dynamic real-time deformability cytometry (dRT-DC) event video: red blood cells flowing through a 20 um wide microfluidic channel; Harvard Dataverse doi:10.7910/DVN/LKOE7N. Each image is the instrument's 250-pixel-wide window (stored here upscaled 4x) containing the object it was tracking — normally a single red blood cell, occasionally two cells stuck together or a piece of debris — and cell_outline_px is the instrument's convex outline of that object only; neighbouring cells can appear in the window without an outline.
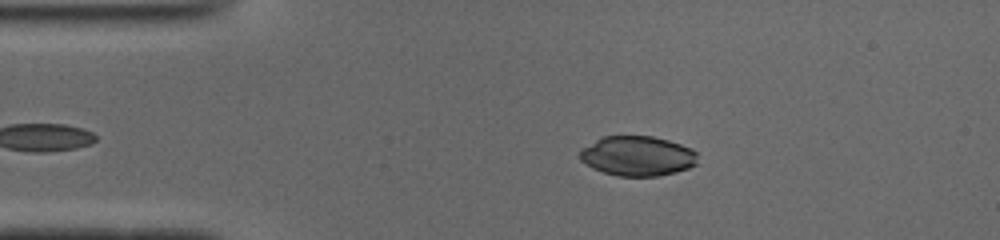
{"species": "common noctule bat (a hibernating species)", "species_latin": "Nyctalus noctula", "temperature_condition": "cold", "stored_images_in_passage": 44, "camera_frame_rate_fps": 3000, "um_per_image_px": 0.085, "animal": {"sex": "male", "body_mass_g": 19.0, "forearm_length_mm": 50.8}, "frame": {"image": 1, "passage_image": 9, "time_ms": 2.667, "image_size_px": [1000, 240], "cell_outline_px": [[696, 164], [688, 168], [676, 172], [656, 176], [616, 176], [592, 168], [580, 160], [580, 148], [600, 136], [652, 136], [668, 140], [692, 148], [696, 152]], "centroid_in_image_um": [54.15, 13.25], "position_along_channel_um": 30.9, "area_um2": 27.51}}
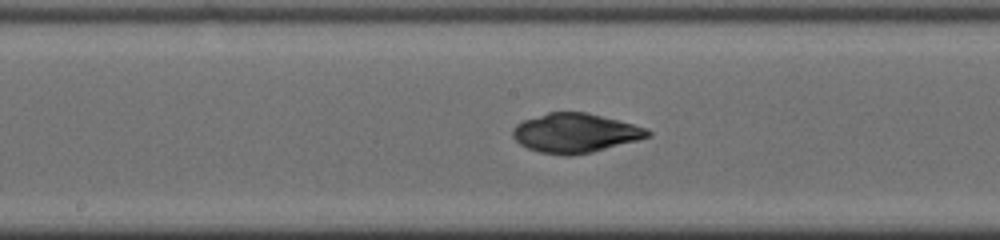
{"frame": {"image": 2, "passage_image": 25, "time_ms": 8.0, "image_size_px": [1000, 240], "cell_outline_px": [[652, 136], [592, 152], [572, 156], [564, 156], [540, 152], [528, 148], [520, 144], [512, 136], [512, 132], [516, 124], [524, 120], [548, 112], [588, 112], [632, 124], [644, 128], [652, 132]], "centroid_in_image_um": [48.88, 11.31], "position_along_channel_um": 199.3, "area_um2": 30.75}}
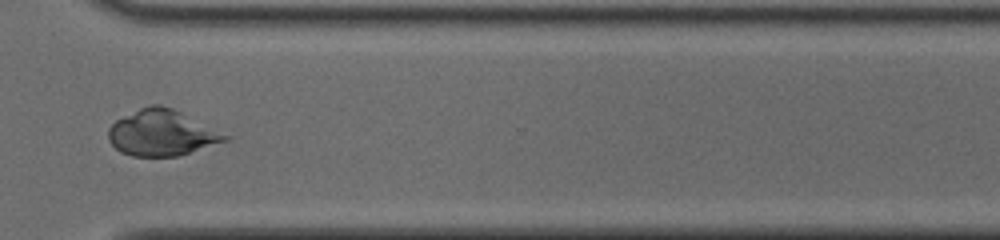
{"frame": {"image": 3, "passage_image": 37, "time_ms": 12.0, "image_size_px": [1000, 240], "cell_outline_px": [[236, 136], [232, 140], [180, 156], [132, 156], [120, 152], [108, 140], [108, 128], [116, 120], [148, 104], [160, 104], [172, 108]], "centroid_in_image_um": [13.87, 11.3], "position_along_channel_um": 356.7, "area_um2": 32.02}}